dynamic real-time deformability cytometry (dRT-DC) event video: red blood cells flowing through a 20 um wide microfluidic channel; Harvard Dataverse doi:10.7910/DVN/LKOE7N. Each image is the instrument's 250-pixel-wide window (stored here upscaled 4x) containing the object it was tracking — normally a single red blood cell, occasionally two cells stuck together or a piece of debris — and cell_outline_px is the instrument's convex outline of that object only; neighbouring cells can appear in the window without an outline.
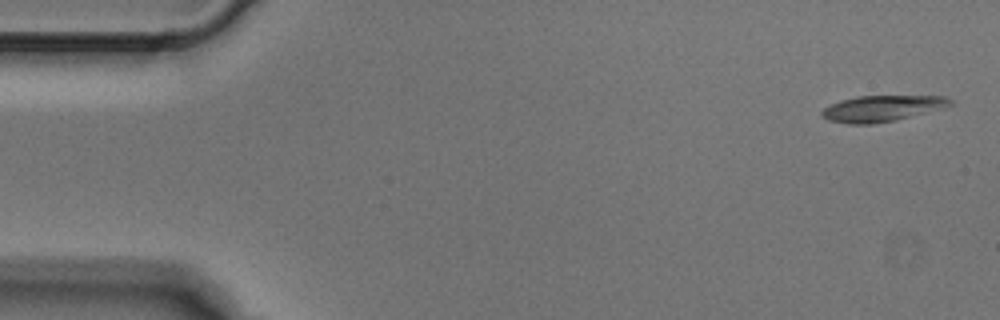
{"species": "Egyptian fruit bat (a non-hibernating species)", "species_latin": "Rousettus aegyptiacus", "temperature_condition": "cold", "stored_images_in_passage": 5, "segment_of_instrument_passage": [1, 2], "camera_frame_rate_fps": 3000, "um_per_image_px": 0.085, "animal": {"sex": "male"}, "frame": {"image": 1, "passage_image": 1, "time_ms": 0.0, "image_size_px": [1000, 320], "cell_outline_px": [[952, 104], [944, 108], [896, 120], [872, 124], [848, 124], [828, 120], [820, 116], [820, 112], [824, 108], [840, 100], [856, 96], [944, 96], [952, 100]], "centroid_in_image_um": [74.94, 9.22], "position_along_channel_um": 10.1, "area_um2": 19.54}}
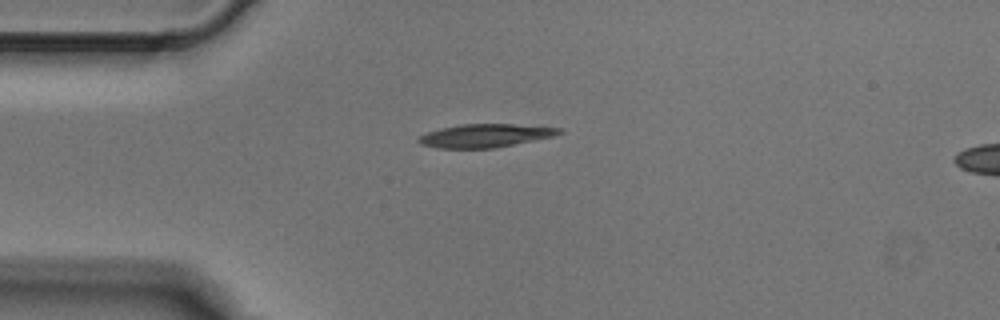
{"frame": {"image": 2, "passage_image": 4, "time_ms": 1.0, "image_size_px": [1000, 320], "cell_outline_px": [[564, 132], [552, 136], [496, 148], [436, 148], [420, 144], [416, 140], [420, 136], [428, 132], [440, 128], [460, 124], [512, 124], [560, 128]], "centroid_in_image_um": [41.2, 11.53], "position_along_channel_um": 43.8, "area_um2": 18.96}}